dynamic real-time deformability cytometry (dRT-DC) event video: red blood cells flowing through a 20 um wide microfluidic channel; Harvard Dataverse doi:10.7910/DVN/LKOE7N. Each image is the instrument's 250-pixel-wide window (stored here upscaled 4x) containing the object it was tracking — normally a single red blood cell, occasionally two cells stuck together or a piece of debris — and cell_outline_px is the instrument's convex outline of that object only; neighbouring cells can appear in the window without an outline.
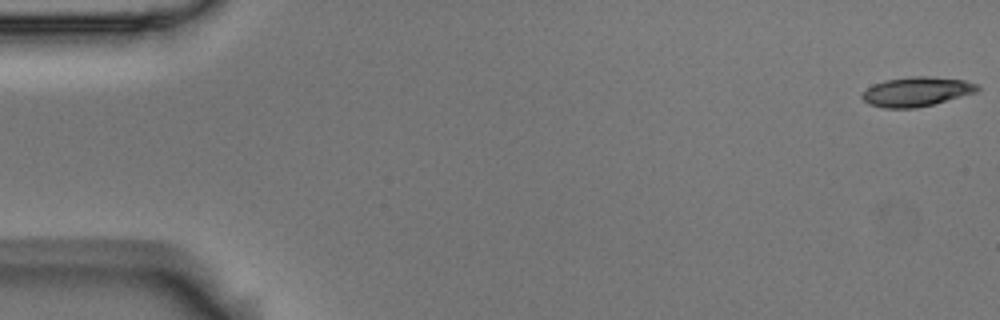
{"species": "Egyptian fruit bat (a non-hibernating species)", "species_latin": "Rousettus aegyptiacus", "temperature_condition": "room temperature", "stored_images_in_passage": 5, "camera_frame_rate_fps": 3000, "um_per_image_px": 0.085, "animal": {"sex": "male"}, "frame": {"image": 1, "passage_image": 1, "time_ms": 0.0, "image_size_px": [1000, 320], "cell_outline_px": [[980, 88], [976, 92], [932, 104], [916, 108], [884, 108], [868, 104], [860, 96], [872, 84], [884, 80], [912, 76], [928, 76], [964, 80], [976, 84]], "centroid_in_image_um": [77.87, 7.78], "position_along_channel_um": 7.1, "area_um2": 19.65}}
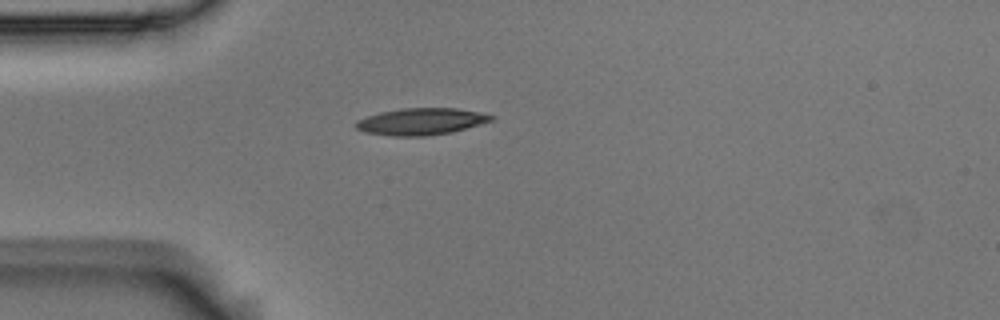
{"frame": {"image": 2, "passage_image": 5, "time_ms": 1.333, "image_size_px": [1000, 320], "cell_outline_px": [[496, 116], [492, 120], [480, 124], [452, 132], [424, 136], [392, 136], [364, 132], [356, 128], [352, 124], [356, 120], [380, 112], [400, 108], [456, 108], [480, 112]], "centroid_in_image_um": [35.76, 10.32], "position_along_channel_um": 49.2, "area_um2": 21.21}}